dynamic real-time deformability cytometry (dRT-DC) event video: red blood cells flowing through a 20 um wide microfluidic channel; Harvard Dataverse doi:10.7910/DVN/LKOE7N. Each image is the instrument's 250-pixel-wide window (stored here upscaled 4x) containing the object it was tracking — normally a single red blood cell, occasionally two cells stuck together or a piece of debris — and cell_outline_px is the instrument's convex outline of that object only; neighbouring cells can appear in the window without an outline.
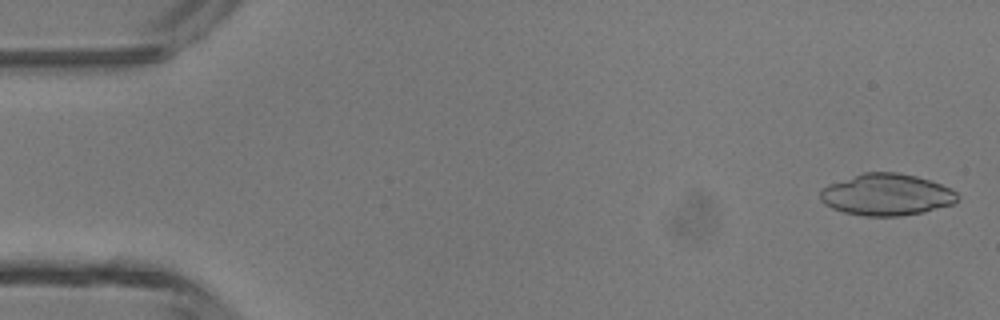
{"species": "common noctule bat (a hibernating species)", "species_latin": "Nyctalus noctula", "temperature_condition": "room temperature", "stored_images_in_passage": 47, "camera_frame_rate_fps": 3000, "um_per_image_px": 0.085, "animal": {"sex": "male", "body_mass_g": 13.3}, "frame": {"image": 1, "passage_image": 2, "time_ms": 0.333, "image_size_px": [1000, 320], "cell_outline_px": [[960, 196], [952, 204], [924, 212], [900, 216], [864, 216], [844, 212], [832, 208], [824, 204], [820, 200], [820, 188], [828, 184], [864, 172], [896, 172], [916, 176], [952, 188]], "centroid_in_image_um": [75.33, 16.55], "position_along_channel_um": 9.7, "area_um2": 33.41}}